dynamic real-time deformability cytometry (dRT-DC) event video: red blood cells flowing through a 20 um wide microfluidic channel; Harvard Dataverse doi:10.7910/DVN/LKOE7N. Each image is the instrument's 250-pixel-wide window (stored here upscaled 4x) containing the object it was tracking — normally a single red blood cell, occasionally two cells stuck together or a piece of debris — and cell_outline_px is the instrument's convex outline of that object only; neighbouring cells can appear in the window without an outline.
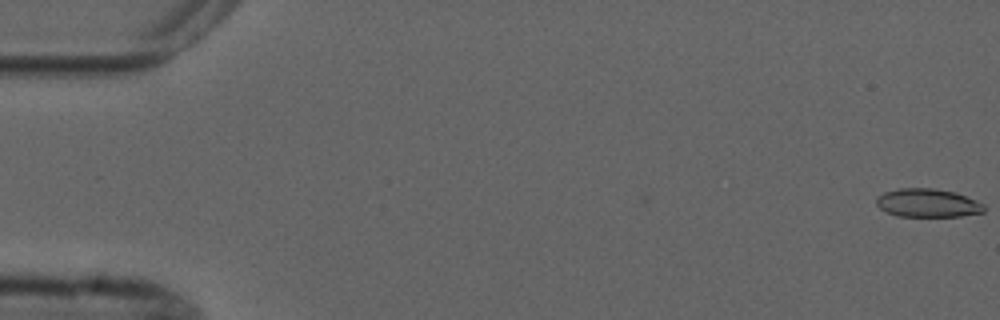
{"species": "common noctule bat (a hibernating species)", "species_latin": "Nyctalus noctula", "temperature_condition": "cold", "stored_images_in_passage": 5, "camera_frame_rate_fps": 3000, "um_per_image_px": 0.085, "animal": {"sex": "male", "forearm_length_mm": 52.5}, "frame": {"image": 1, "passage_image": 1, "time_ms": 0.0, "image_size_px": [1000, 320], "cell_outline_px": [[984, 212], [960, 216], [896, 216], [880, 208], [876, 204], [876, 196], [884, 192], [900, 188], [932, 188], [956, 192], [976, 200], [984, 204]], "centroid_in_image_um": [78.84, 17.24], "position_along_channel_um": 6.2, "area_um2": 17.86}}
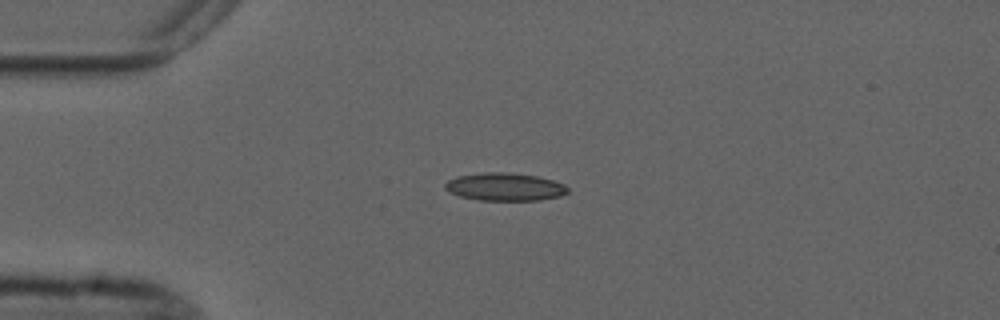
{"frame": {"image": 2, "passage_image": 4, "time_ms": 4.333, "image_size_px": [1000, 320], "cell_outline_px": [[568, 192], [560, 196], [540, 200], [480, 200], [460, 196], [448, 192], [444, 188], [444, 184], [448, 180], [460, 176], [484, 172], [508, 172], [536, 176], [552, 180], [564, 184], [568, 188]], "centroid_in_image_um": [42.9, 15.88], "position_along_channel_um": 42.1, "area_um2": 19.83}}